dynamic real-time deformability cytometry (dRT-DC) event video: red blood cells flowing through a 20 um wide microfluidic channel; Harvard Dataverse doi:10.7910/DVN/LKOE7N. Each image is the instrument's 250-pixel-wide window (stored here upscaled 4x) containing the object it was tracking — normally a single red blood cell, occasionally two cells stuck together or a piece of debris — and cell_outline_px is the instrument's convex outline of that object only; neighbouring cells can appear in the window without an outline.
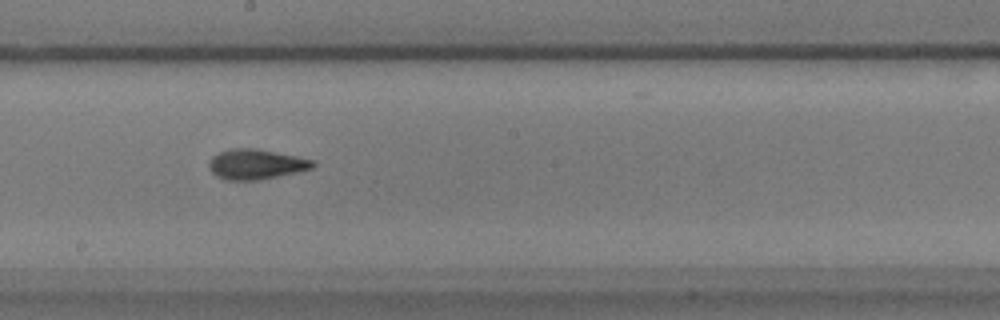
{"species": "common noctule bat (a hibernating species)", "species_latin": "Nyctalus noctula", "temperature_condition": "warm", "stored_images_in_passage": 37, "camera_frame_rate_fps": 3000, "um_per_image_px": 0.085, "animal": {"sex": "male", "body_mass_g": 17.9}, "frame": {"image": 1, "passage_image": 31, "time_ms": 10.0, "image_size_px": [1000, 320], "cell_outline_px": [[316, 164], [312, 168], [296, 172], [260, 180], [224, 180], [216, 176], [208, 168], [208, 164], [212, 156], [220, 152], [232, 148], [256, 148], [316, 160]], "centroid_in_image_um": [21.75, 13.96], "position_along_channel_um": 226.5, "area_um2": 18.32}}